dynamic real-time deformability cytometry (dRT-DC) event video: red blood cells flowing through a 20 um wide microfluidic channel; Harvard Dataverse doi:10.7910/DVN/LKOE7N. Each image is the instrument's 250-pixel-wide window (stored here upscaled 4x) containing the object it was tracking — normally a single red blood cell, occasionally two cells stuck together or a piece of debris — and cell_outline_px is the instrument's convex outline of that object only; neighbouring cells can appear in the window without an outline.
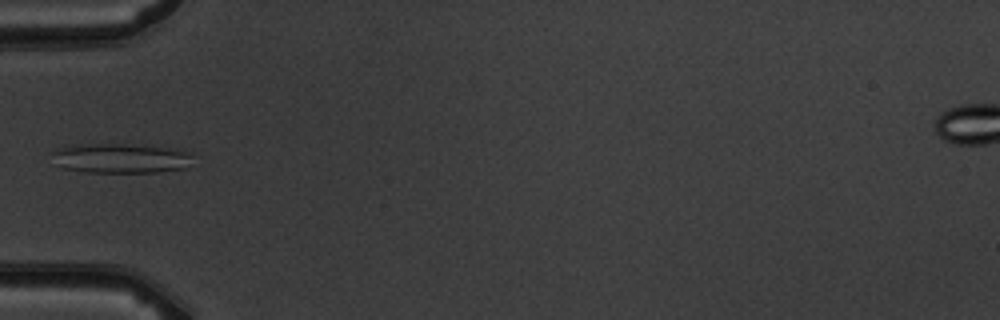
{"species": "common noctule bat (a hibernating species)", "species_latin": "Nyctalus noctula", "temperature_condition": "warm", "stored_images_in_passage": 6, "camera_frame_rate_fps": 3000, "um_per_image_px": 0.085, "animal": {"sex": "male", "body_mass_g": 19.5, "forearm_length_mm": 54.6}, "frame": {"image": 1, "passage_image": 6, "time_ms": 5.667, "image_size_px": [1000, 320], "cell_outline_px": [[192, 156], [184, 168], [160, 172], [88, 172], [64, 168], [56, 164], [52, 152], [60, 148], [72, 144], [124, 144], [164, 148], [192, 152]], "centroid_in_image_um": [10.21, 13.45], "position_along_channel_um": 74.8, "area_um2": 23.99}}